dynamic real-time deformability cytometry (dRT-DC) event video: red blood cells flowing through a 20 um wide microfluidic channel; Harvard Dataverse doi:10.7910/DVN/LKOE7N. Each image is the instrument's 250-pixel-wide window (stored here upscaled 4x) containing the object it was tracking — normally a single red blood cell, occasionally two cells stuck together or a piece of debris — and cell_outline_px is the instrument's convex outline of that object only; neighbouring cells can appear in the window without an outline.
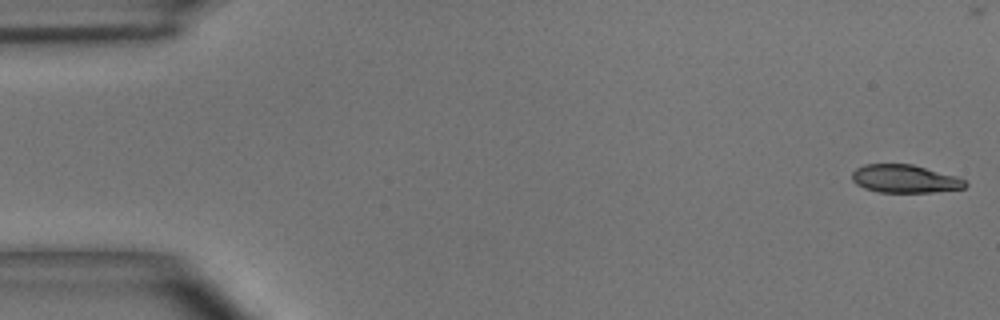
{"species": "common noctule bat (a hibernating species)", "species_latin": "Nyctalus noctula", "temperature_condition": "room temperature", "stored_images_in_passage": 50, "camera_frame_rate_fps": 3000, "um_per_image_px": 0.085, "animal": {"sex": "male", "body_mass_g": 15.6}, "frame": {"image": 1, "passage_image": 1, "time_ms": 0.0, "image_size_px": [1000, 320], "cell_outline_px": [[968, 184], [964, 188], [932, 192], [880, 192], [864, 188], [856, 184], [852, 180], [852, 172], [856, 168], [864, 164], [912, 164], [956, 176], [964, 180]], "centroid_in_image_um": [76.89, 15.19], "position_along_channel_um": 8.1, "area_um2": 18.44}}
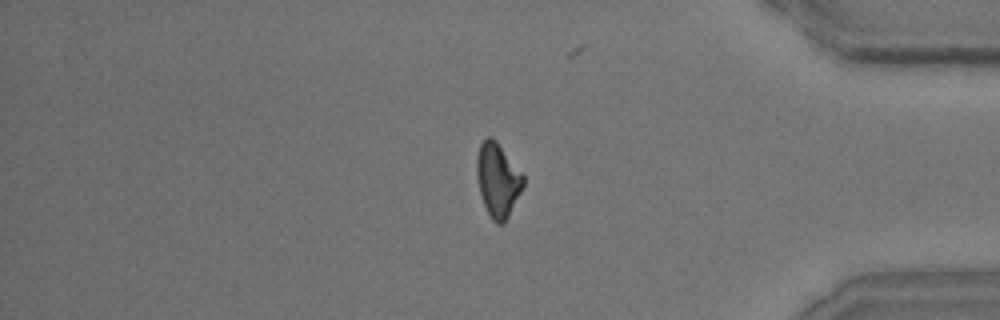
{"frame": {"image": 2, "passage_image": 42, "time_ms": 13.667, "image_size_px": [1000, 320], "cell_outline_px": [[524, 184], [504, 224], [496, 224], [492, 220], [484, 204], [480, 192], [476, 176], [476, 160], [480, 144], [488, 136], [492, 136], [496, 140], [524, 176]], "centroid_in_image_um": [42.29, 15.29], "position_along_channel_um": 392.9, "area_um2": 19.77}}
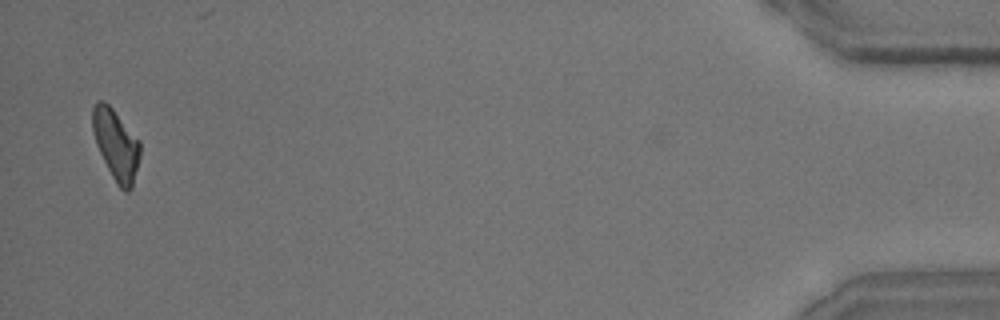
{"frame": {"image": 3, "passage_image": 49, "time_ms": 16.0, "image_size_px": [1000, 320], "cell_outline_px": [[140, 156], [132, 188], [128, 192], [124, 192], [116, 184], [96, 144], [92, 132], [92, 108], [100, 100], [104, 100], [112, 108], [140, 140]], "centroid_in_image_um": [9.87, 12.3], "position_along_channel_um": 425.3, "area_um2": 19.54}, "authors_computed_cell_mechanics": {"area_um2": 19.8254, "velocity_mm_per_s": 3.9689, "shape_relaxation_time_tau1_ms": 3.2149, "shape_relaxation_time_tau2_ms": 2.8979, "deformation_change_tau1": 0.1506, "deformation_change_tau2": 0.1067}}